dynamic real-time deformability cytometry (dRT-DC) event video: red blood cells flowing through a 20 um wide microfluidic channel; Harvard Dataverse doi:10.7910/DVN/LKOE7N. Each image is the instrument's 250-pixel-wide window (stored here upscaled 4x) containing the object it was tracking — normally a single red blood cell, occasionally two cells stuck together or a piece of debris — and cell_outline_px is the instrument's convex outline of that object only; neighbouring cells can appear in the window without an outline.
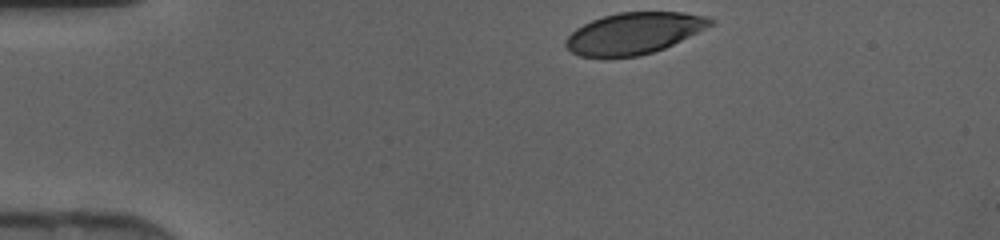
{"species": "human", "species_latin": "Homo sapiens", "temperature_condition": "cold", "stored_images_in_passage": 30, "camera_frame_rate_fps": 3000, "um_per_image_px": 0.085, "donor": {"sex": "female"}, "frame": {"image": 1, "passage_image": 1, "time_ms": 0.0, "image_size_px": [1000, 240], "cell_outline_px": [[716, 24], [664, 48], [640, 56], [580, 56], [572, 52], [564, 44], [564, 40], [576, 28], [592, 20], [604, 16], [620, 12], [684, 12], [704, 16], [716, 20]], "centroid_in_image_um": [53.92, 2.81], "position_along_channel_um": 31.1, "area_um2": 34.68}}
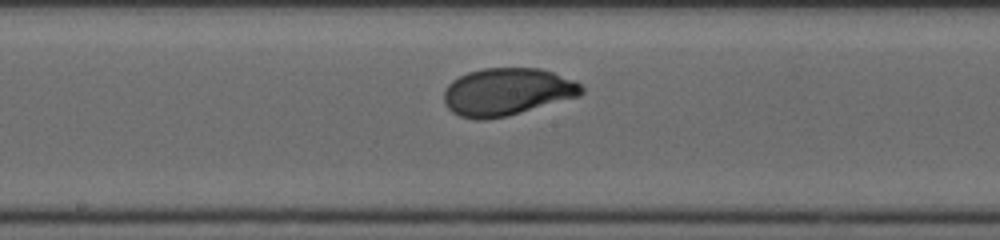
{"frame": {"image": 2, "passage_image": 17, "time_ms": 5.333, "image_size_px": [1000, 240], "cell_outline_px": [[584, 92], [580, 96], [508, 116], [484, 120], [476, 120], [460, 116], [452, 112], [444, 104], [444, 88], [452, 80], [468, 72], [484, 68], [540, 68], [576, 80], [584, 88]], "centroid_in_image_um": [43.1, 7.81], "position_along_channel_um": 205.1, "area_um2": 38.38}}
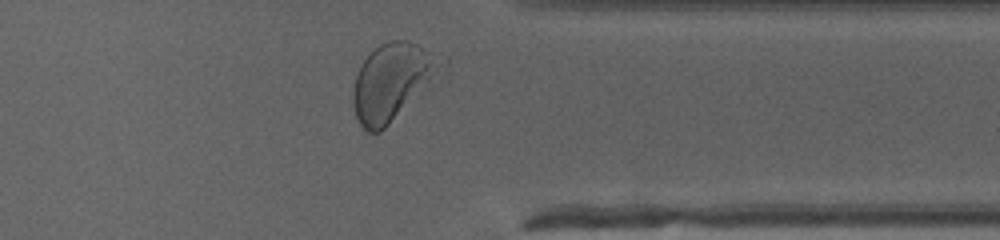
{"frame": {"image": 3, "passage_image": 29, "time_ms": 9.333, "image_size_px": [1000, 240], "cell_outline_px": [[448, 64], [380, 132], [364, 132], [356, 116], [352, 104], [352, 92], [356, 76], [360, 64], [380, 44], [388, 40], [408, 40], [448, 56]], "centroid_in_image_um": [33.37, 6.88], "position_along_channel_um": 378.0, "area_um2": 39.42}}